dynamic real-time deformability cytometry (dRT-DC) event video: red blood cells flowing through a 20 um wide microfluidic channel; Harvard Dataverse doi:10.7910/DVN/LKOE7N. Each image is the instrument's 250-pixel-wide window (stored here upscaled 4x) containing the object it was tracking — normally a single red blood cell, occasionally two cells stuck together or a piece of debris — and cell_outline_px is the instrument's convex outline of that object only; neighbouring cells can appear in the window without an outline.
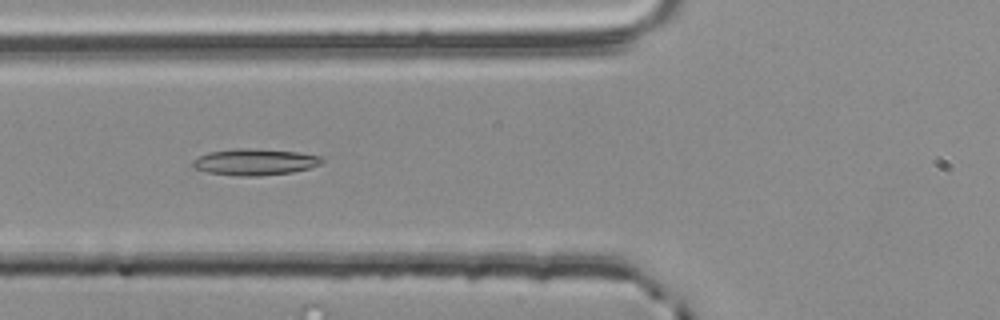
{"species": "common noctule bat (a hibernating species)", "species_latin": "Nyctalus noctula", "temperature_condition": "room temperature", "stored_images_in_passage": 43, "camera_frame_rate_fps": 3000, "um_per_image_px": 0.085, "animal": {"sex": "male", "body_mass_g": 20.4}, "frame": {"image": 1, "passage_image": 14, "time_ms": 4.333, "image_size_px": [1000, 320], "cell_outline_px": [[324, 160], [320, 164], [308, 168], [292, 172], [260, 176], [236, 176], [208, 172], [192, 168], [192, 160], [208, 152], [236, 148], [296, 152], [320, 156]], "centroid_in_image_um": [21.61, 13.78], "position_along_channel_um": 104.2, "area_um2": 19.65}}
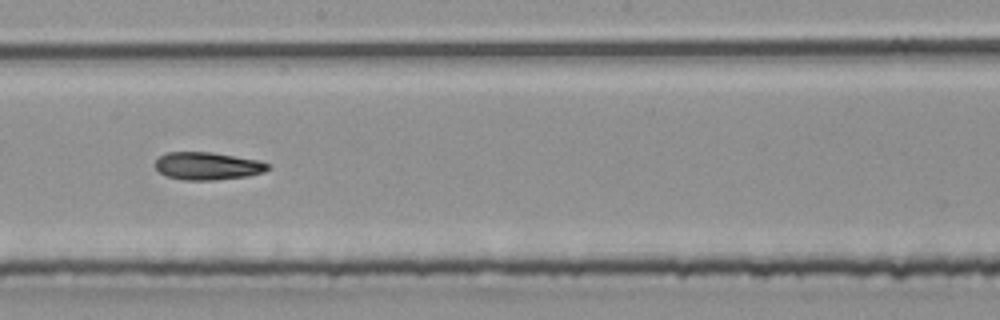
{"frame": {"image": 2, "passage_image": 24, "time_ms": 7.667, "image_size_px": [1000, 320], "cell_outline_px": [[272, 168], [264, 172], [248, 176], [216, 180], [180, 180], [164, 176], [156, 168], [156, 160], [160, 156], [168, 152], [212, 152], [256, 160], [268, 164]], "centroid_in_image_um": [17.63, 14.12], "position_along_channel_um": 230.6, "area_um2": 18.21}}
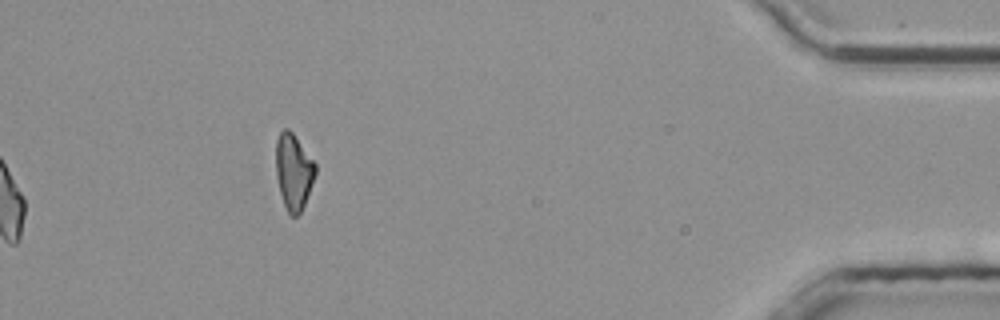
{"frame": {"image": 3, "passage_image": 43, "time_ms": 14.0, "image_size_px": [1000, 320], "cell_outline_px": [[316, 172], [304, 204], [300, 212], [296, 216], [292, 216], [288, 212], [284, 204], [280, 192], [276, 176], [276, 140], [280, 132], [284, 128], [288, 128], [292, 132], [316, 164]], "centroid_in_image_um": [24.94, 14.56], "position_along_channel_um": 410.3, "area_um2": 17.17}}